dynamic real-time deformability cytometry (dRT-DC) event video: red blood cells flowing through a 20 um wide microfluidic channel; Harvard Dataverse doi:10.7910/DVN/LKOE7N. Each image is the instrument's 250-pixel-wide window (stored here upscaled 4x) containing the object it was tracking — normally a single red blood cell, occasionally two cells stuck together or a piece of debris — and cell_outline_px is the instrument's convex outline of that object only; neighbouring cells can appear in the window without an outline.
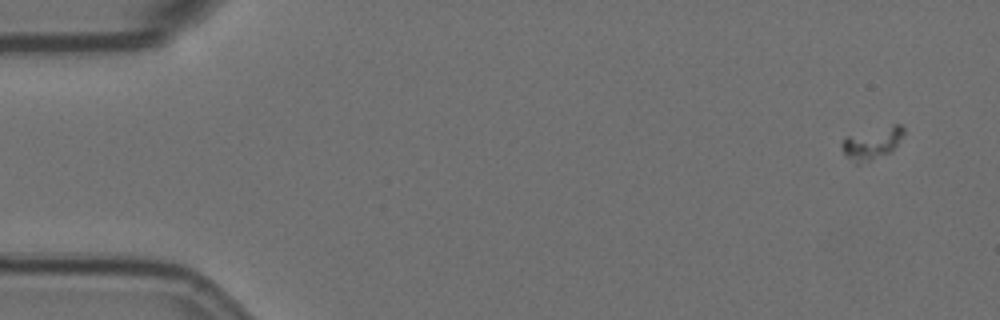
{"species": "Egyptian fruit bat (a non-hibernating species)", "species_latin": "Rousettus aegyptiacus", "temperature_condition": "room temperature", "stored_images_in_passage": 18, "camera_frame_rate_fps": 3000, "um_per_image_px": 0.085, "animal": {"sex": "female"}, "frame": {"image": 1, "passage_image": 1, "time_ms": 0.0, "image_size_px": [1000, 320], "cell_outline_px": [[904, 132], [896, 144], [888, 152], [868, 160], [856, 164], [840, 148], [840, 144], [844, 136], [892, 124], [900, 124], [904, 128]], "centroid_in_image_um": [74.07, 12.12], "position_along_channel_um": 10.9, "area_um2": 11.21}}
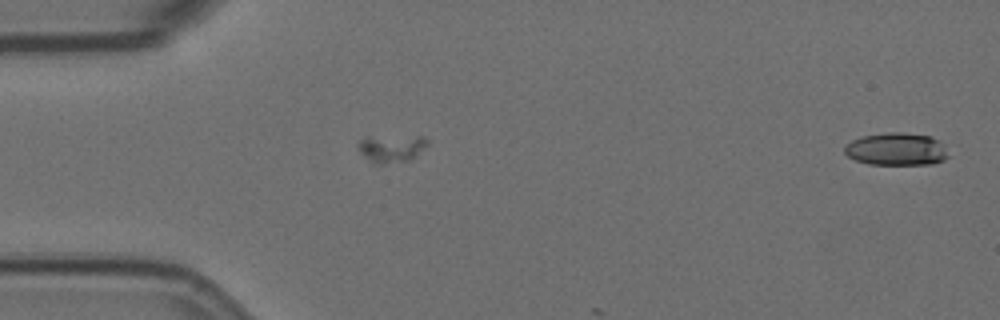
{"frame": {"image": 2, "passage_image": 15, "time_ms": 4.667, "image_size_px": [1000, 320], "cell_outline_px": [[428, 144], [408, 160], [384, 164], [372, 164], [356, 148], [356, 144], [364, 136], [424, 136], [428, 140]], "centroid_in_image_um": [33.19, 12.59], "position_along_channel_um": 51.8, "area_um2": 11.27}}